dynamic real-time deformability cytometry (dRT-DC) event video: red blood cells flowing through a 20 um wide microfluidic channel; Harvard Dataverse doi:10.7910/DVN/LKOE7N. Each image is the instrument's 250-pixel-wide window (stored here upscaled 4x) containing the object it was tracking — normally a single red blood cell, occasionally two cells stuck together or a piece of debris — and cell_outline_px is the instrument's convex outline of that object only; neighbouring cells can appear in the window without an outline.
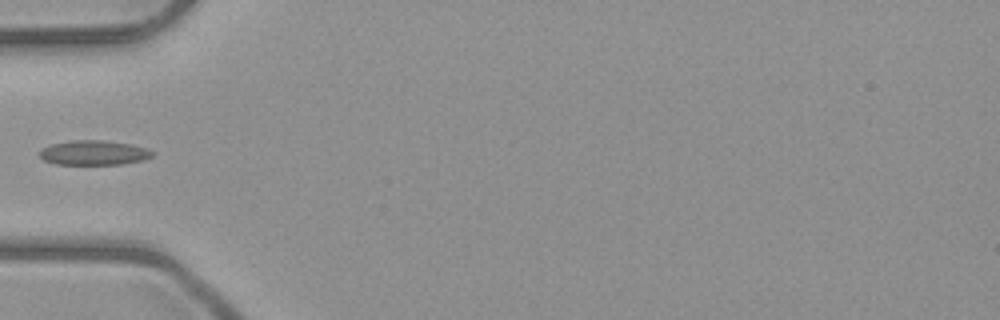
{"species": "common noctule bat (a hibernating species)", "species_latin": "Nyctalus noctula", "temperature_condition": "room temperature", "stored_images_in_passage": 5, "camera_frame_rate_fps": 3000, "um_per_image_px": 0.085, "animal": {"sex": "male", "body_mass_g": 23.1, "forearm_length_mm": 52.7}, "frame": {"image": 1, "passage_image": 4, "time_ms": 4.333, "image_size_px": [1000, 320], "cell_outline_px": [[152, 156], [144, 160], [120, 164], [56, 164], [44, 160], [40, 156], [40, 148], [52, 144], [72, 140], [100, 140], [132, 144], [144, 148], [152, 152]], "centroid_in_image_um": [7.94, 12.98], "position_along_channel_um": 77.1, "area_um2": 16.01}}
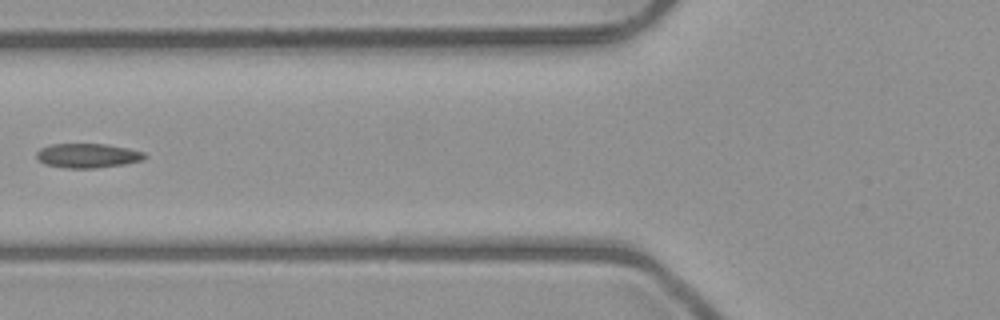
{"frame": {"image": 2, "passage_image": 5, "time_ms": 5.333, "image_size_px": [1000, 320], "cell_outline_px": [[148, 156], [144, 160], [124, 164], [96, 168], [64, 168], [44, 164], [36, 156], [36, 152], [40, 148], [52, 144], [104, 144], [128, 148], [144, 152]], "centroid_in_image_um": [7.46, 13.23], "position_along_channel_um": 118.3, "area_um2": 15.43}}